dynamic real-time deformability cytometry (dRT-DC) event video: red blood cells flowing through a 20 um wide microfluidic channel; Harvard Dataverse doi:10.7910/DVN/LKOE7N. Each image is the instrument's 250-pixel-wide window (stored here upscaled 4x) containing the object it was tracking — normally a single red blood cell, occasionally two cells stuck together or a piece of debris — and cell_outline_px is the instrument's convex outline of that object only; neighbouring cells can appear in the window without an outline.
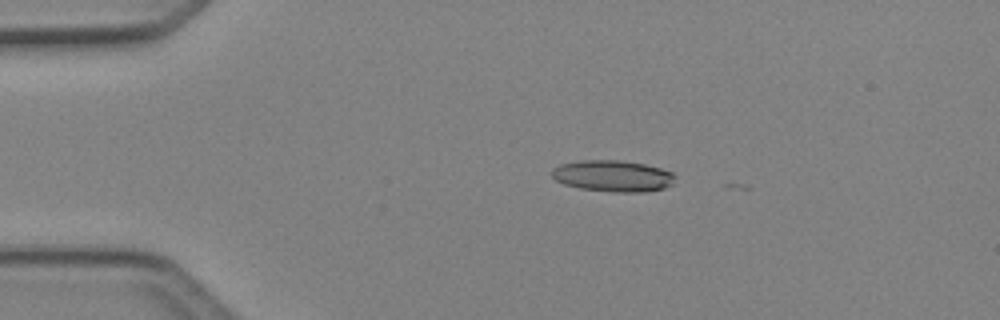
{"species": "Egyptian fruit bat (a non-hibernating species)", "species_latin": "Rousettus aegyptiacus", "temperature_condition": "cold", "stored_images_in_passage": 2, "camera_frame_rate_fps": 3000, "um_per_image_px": 0.085, "animal": {"sex": "female"}, "frame": {"image": 1, "passage_image": 1, "time_ms": 0.0, "image_size_px": [1000, 320], "cell_outline_px": [[676, 176], [672, 184], [664, 188], [644, 192], [612, 192], [580, 188], [564, 184], [556, 180], [552, 176], [552, 168], [560, 164], [580, 160], [620, 160], [644, 164], [660, 168], [672, 172]], "centroid_in_image_um": [52.09, 14.95], "position_along_channel_um": 32.9, "area_um2": 22.6}}